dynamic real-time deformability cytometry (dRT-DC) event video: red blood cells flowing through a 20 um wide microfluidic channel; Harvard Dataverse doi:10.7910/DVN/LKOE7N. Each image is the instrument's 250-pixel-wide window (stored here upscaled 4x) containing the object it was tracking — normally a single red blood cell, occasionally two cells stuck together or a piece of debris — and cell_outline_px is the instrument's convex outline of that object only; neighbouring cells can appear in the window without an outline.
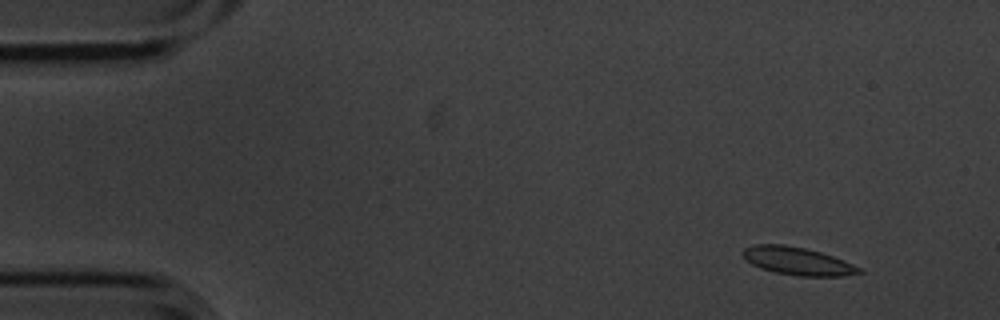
{"species": "common noctule bat (a hibernating species)", "species_latin": "Nyctalus noctula", "temperature_condition": "cold", "stored_images_in_passage": 14, "camera_frame_rate_fps": 3000, "um_per_image_px": 0.085, "animal": {"sex": "male", "body_mass_g": 20.1, "forearm_length_mm": 53.5}, "frame": {"image": 1, "passage_image": 1, "time_ms": 0.0, "image_size_px": [1000, 320], "cell_outline_px": [[864, 272], [844, 276], [800, 276], [776, 272], [760, 268], [752, 264], [740, 252], [744, 248], [756, 244], [784, 244], [804, 248], [820, 252], [844, 260], [860, 268]], "centroid_in_image_um": [67.79, 22.19], "position_along_channel_um": 17.2, "area_um2": 18.73}}
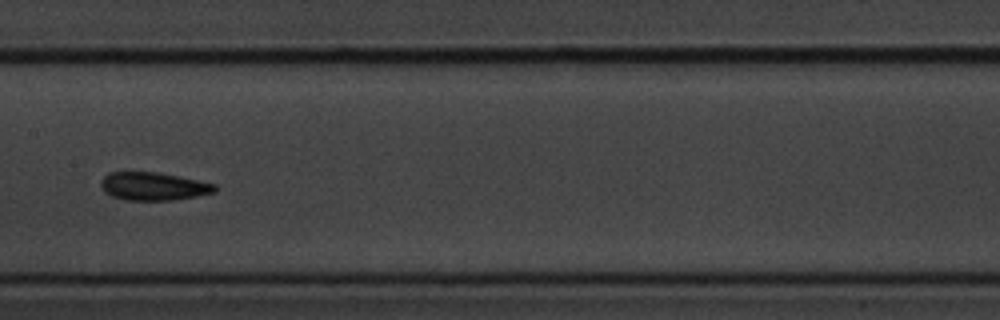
{"frame": {"image": 2, "passage_image": 7, "time_ms": 2.0, "image_size_px": [1000, 320], "cell_outline_px": [[216, 192], [196, 196], [172, 200], [124, 200], [112, 196], [104, 192], [100, 184], [100, 180], [108, 172], [160, 172], [200, 180], [216, 184]], "centroid_in_image_um": [13.04, 15.83], "position_along_channel_um": 194.4, "area_um2": 18.84}}
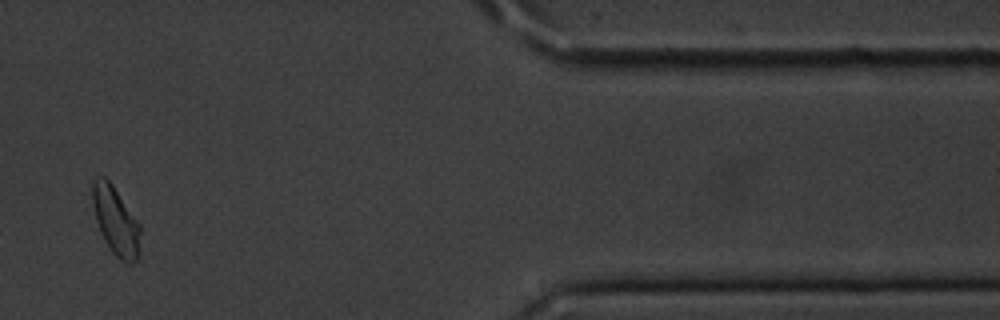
{"frame": {"image": 3, "passage_image": 12, "time_ms": 3.667, "image_size_px": [1000, 320], "cell_outline_px": [[140, 232], [136, 260], [120, 260], [112, 252], [104, 240], [100, 232], [96, 220], [92, 204], [92, 180], [96, 176], [104, 176], [112, 184], [140, 224]], "centroid_in_image_um": [9.79, 18.7], "position_along_channel_um": 401.6, "area_um2": 18.67}}